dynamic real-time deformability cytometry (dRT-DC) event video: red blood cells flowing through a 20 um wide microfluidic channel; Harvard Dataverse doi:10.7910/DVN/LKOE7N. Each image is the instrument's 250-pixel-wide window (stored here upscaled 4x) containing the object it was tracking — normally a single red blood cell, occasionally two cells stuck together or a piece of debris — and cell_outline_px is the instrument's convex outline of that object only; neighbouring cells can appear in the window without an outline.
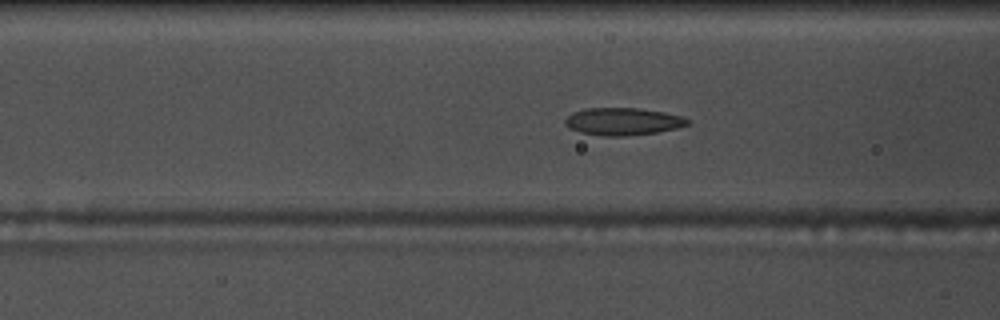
{"species": "common noctule bat (a hibernating species)", "species_latin": "Nyctalus noctula", "temperature_condition": "warm", "stored_images_in_passage": 57, "camera_frame_rate_fps": 3000, "um_per_image_px": 0.085, "animal": {"sex": "male", "body_mass_g": 17.5, "forearm_length_mm": 52.3}, "frame": {"image": 1, "passage_image": 23, "time_ms": 7.333, "image_size_px": [1000, 320], "cell_outline_px": [[692, 120], [688, 124], [676, 128], [656, 132], [624, 136], [604, 136], [580, 132], [568, 128], [564, 124], [564, 120], [572, 112], [584, 108], [640, 108], [664, 112], [680, 116]], "centroid_in_image_um": [52.91, 10.32], "position_along_channel_um": 113.7, "area_um2": 19.59}}
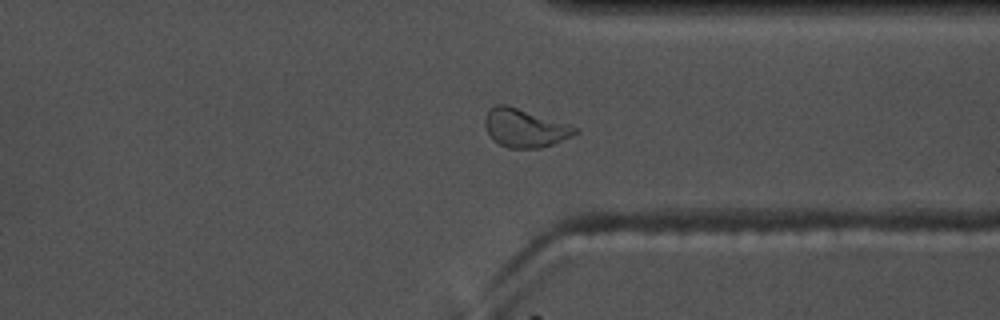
{"frame": {"image": 2, "passage_image": 44, "time_ms": 14.333, "image_size_px": [1000, 320], "cell_outline_px": [[580, 128], [572, 136], [552, 144], [540, 148], [508, 148], [492, 140], [484, 124], [484, 116], [488, 108], [496, 104], [504, 104]], "centroid_in_image_um": [44.55, 10.88], "position_along_channel_um": 366.8, "area_um2": 19.94}}
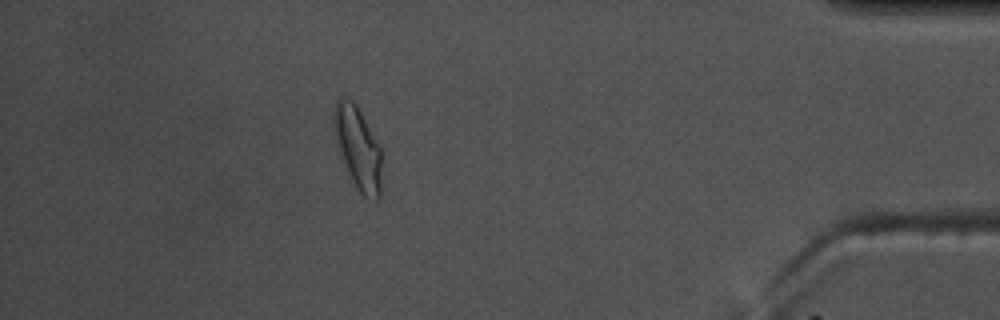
{"frame": {"image": 3, "passage_image": 51, "time_ms": 16.667, "image_size_px": [1000, 320], "cell_outline_px": [[380, 196], [376, 200], [364, 196], [356, 188], [340, 156], [336, 144], [332, 120], [332, 112], [336, 100], [340, 96], [352, 100], [356, 104], [380, 144]], "centroid_in_image_um": [30.38, 12.51], "position_along_channel_um": 404.8, "area_um2": 23.18}, "authors_computed_cell_mechanics": {"area_um2": 19.5942, "velocity_mm_per_s": 3.6275, "shape_relaxation_time_tau1_ms": null, "shape_relaxation_time_tau2_ms": 2.0742, "deformation_change_tau1": null, "deformation_change_tau2": 0.0815}}